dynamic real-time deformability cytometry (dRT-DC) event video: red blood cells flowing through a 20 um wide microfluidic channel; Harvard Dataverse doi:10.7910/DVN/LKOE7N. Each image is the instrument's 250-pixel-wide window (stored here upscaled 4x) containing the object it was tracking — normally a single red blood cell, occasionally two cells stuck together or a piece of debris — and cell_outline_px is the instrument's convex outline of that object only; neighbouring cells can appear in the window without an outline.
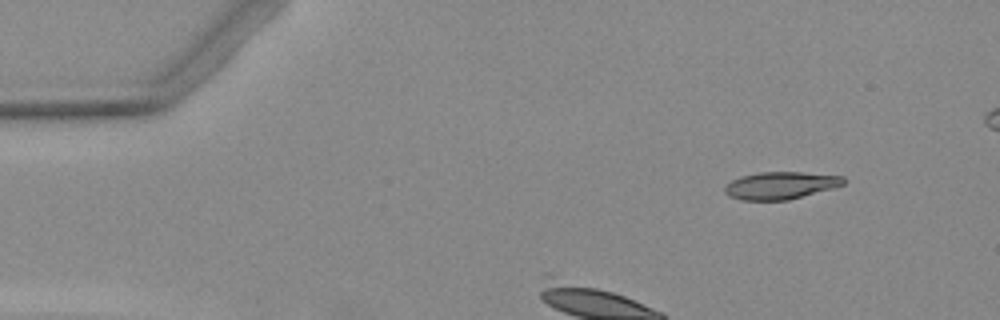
{"species": "Egyptian fruit bat (a non-hibernating species)", "species_latin": "Rousettus aegyptiacus", "temperature_condition": "warm", "stored_images_in_passage": 3, "camera_frame_rate_fps": 3000, "um_per_image_px": 0.085, "animal": {"sex": "female"}, "frame": {"image": 1, "passage_image": 1, "time_ms": 0.0, "image_size_px": [1000, 320], "cell_outline_px": [[844, 184], [832, 188], [788, 200], [740, 200], [728, 196], [724, 192], [724, 188], [732, 180], [740, 176], [760, 172], [800, 172], [844, 176]], "centroid_in_image_um": [66.31, 15.76], "position_along_channel_um": 18.7, "area_um2": 18.84}}